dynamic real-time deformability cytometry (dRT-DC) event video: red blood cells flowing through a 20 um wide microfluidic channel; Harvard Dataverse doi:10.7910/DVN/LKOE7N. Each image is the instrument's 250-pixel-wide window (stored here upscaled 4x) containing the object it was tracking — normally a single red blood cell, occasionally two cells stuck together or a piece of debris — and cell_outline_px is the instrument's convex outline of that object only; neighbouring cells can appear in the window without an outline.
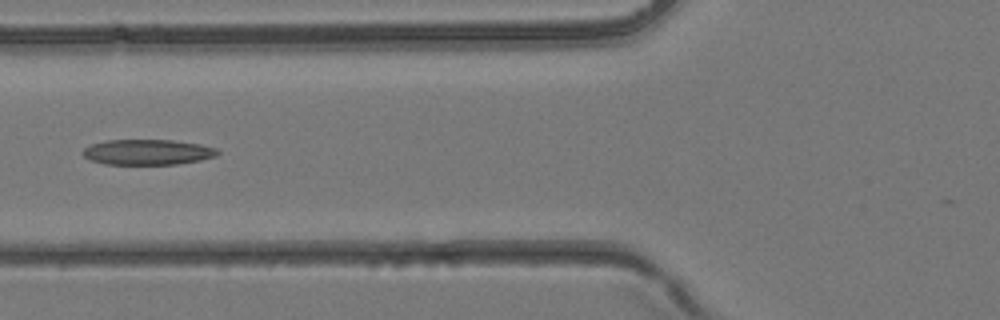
{"species": "common noctule bat (a hibernating species)", "species_latin": "Nyctalus noctula", "temperature_condition": "room temperature", "stored_images_in_passage": 3, "camera_frame_rate_fps": 3000, "um_per_image_px": 0.085, "animal": {"sex": "female", "body_mass_g": 24.6, "forearm_length_mm": 56.2}, "frame": {"image": 1, "passage_image": 3, "time_ms": 0.667, "image_size_px": [1000, 320], "cell_outline_px": [[220, 152], [216, 156], [200, 160], [176, 164], [104, 164], [92, 160], [84, 156], [80, 152], [84, 148], [92, 144], [108, 140], [172, 140], [200, 144], [216, 148]], "centroid_in_image_um": [12.55, 12.93], "position_along_channel_um": 113.3, "area_um2": 19.88}}